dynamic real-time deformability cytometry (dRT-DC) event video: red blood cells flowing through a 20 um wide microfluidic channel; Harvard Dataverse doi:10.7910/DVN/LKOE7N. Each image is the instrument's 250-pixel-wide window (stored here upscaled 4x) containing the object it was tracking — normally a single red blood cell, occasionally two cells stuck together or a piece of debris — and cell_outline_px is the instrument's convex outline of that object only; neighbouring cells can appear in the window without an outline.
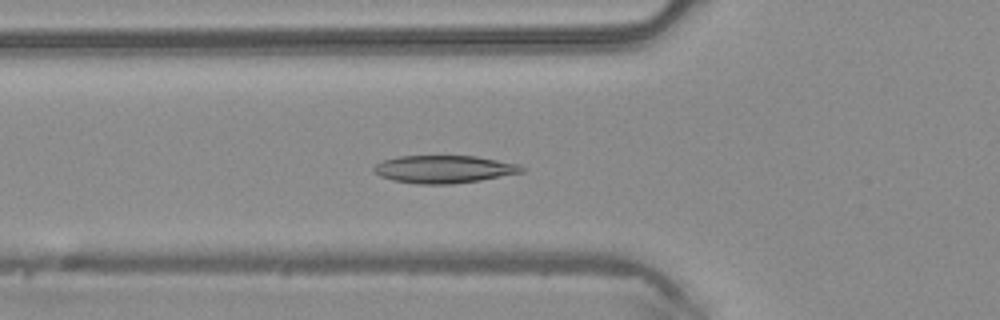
{"species": "common noctule bat (a hibernating species)", "species_latin": "Nyctalus noctula", "temperature_condition": "warm", "stored_images_in_passage": 34, "camera_frame_rate_fps": 3000, "um_per_image_px": 0.085, "animal": {"sex": "male", "body_mass_g": 20.4}, "frame": {"image": 1, "passage_image": 3, "time_ms": 0.667, "image_size_px": [1000, 320], "cell_outline_px": [[524, 172], [480, 180], [452, 184], [416, 184], [392, 180], [380, 176], [372, 168], [376, 164], [384, 160], [400, 156], [476, 156], [520, 164], [524, 168]], "centroid_in_image_um": [37.75, 14.38], "position_along_channel_um": 88.0, "area_um2": 23.81}}
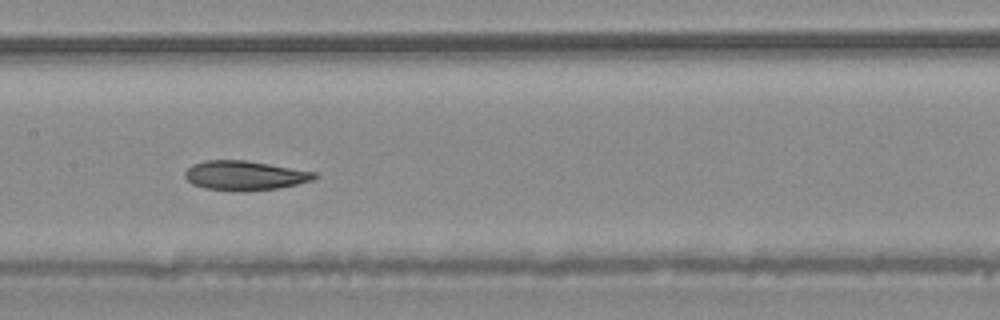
{"frame": {"image": 2, "passage_image": 10, "time_ms": 3.0, "image_size_px": [1000, 320], "cell_outline_px": [[320, 176], [312, 180], [280, 188], [244, 192], [204, 188], [192, 184], [184, 176], [184, 172], [192, 164], [208, 160], [244, 160], [316, 172]], "centroid_in_image_um": [20.8, 14.93], "position_along_channel_um": 186.6, "area_um2": 22.25}}
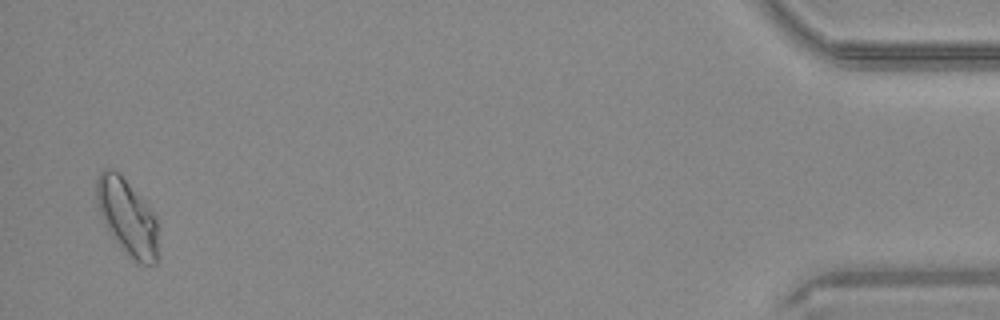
{"frame": {"image": 3, "passage_image": 33, "time_ms": 10.667, "image_size_px": [1000, 320], "cell_outline_px": [[160, 256], [156, 264], [140, 264], [120, 248], [108, 232], [104, 224], [96, 204], [96, 176], [104, 168], [112, 168], [128, 184], [156, 216], [160, 228]], "centroid_in_image_um": [10.86, 18.53], "position_along_channel_um": 424.3, "area_um2": 27.92}, "authors_computed_cell_mechanics": {"area_um2": 22.6287, "velocity_mm_per_s": 4.2051, "shape_relaxation_time_tau1_ms": 7.9668, "shape_relaxation_time_tau2_ms": 3.6445, "deformation_change_tau1": 0.1684, "deformation_change_tau2": 0.0884}}